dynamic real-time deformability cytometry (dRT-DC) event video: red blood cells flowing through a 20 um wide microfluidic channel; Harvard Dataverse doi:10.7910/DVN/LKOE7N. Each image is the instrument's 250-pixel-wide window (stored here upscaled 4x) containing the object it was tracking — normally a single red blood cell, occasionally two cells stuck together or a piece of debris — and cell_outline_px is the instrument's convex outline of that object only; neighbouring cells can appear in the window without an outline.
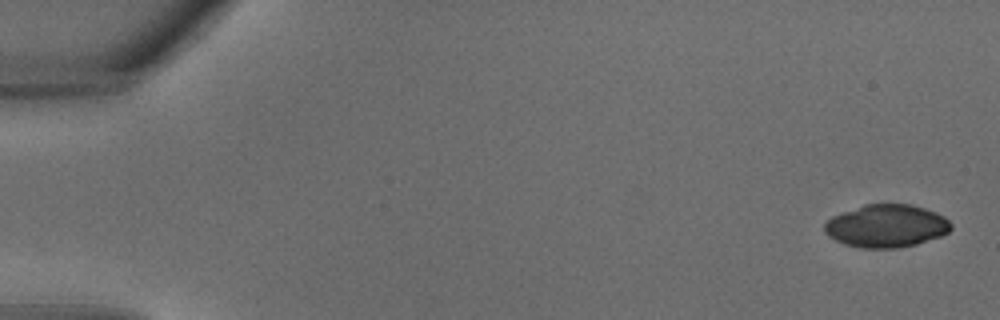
{"species": "common noctule bat (a hibernating species)", "species_latin": "Nyctalus noctula", "temperature_condition": "warm", "stored_images_in_passage": 33, "camera_frame_rate_fps": 3000, "um_per_image_px": 0.085, "animal": {"sex": "male", "body_mass_g": 18.8}, "frame": {"image": 1, "passage_image": 1, "time_ms": 0.0, "image_size_px": [1000, 320], "cell_outline_px": [[952, 228], [948, 232], [940, 236], [916, 244], [896, 248], [860, 248], [844, 244], [828, 236], [824, 232], [824, 224], [832, 216], [864, 204], [912, 204], [936, 212], [944, 216], [952, 224]], "centroid_in_image_um": [75.34, 19.2], "position_along_channel_um": 9.7, "area_um2": 31.62}}